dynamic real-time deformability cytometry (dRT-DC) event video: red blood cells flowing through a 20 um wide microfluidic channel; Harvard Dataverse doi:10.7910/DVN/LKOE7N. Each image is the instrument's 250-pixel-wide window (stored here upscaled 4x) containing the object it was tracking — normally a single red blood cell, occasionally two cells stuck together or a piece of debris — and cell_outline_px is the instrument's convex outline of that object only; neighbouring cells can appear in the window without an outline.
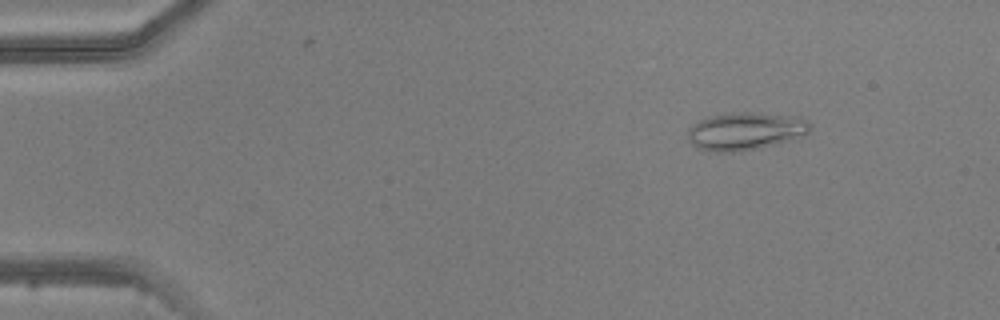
{"species": "common noctule bat (a hibernating species)", "species_latin": "Nyctalus noctula", "temperature_condition": "warm", "stored_images_in_passage": 4, "camera_frame_rate_fps": 3000, "um_per_image_px": 0.085, "animal": {"sex": "male", "body_mass_g": 20.5, "forearm_length_mm": 52.5}, "frame": {"image": 1, "passage_image": 2, "time_ms": 1.0, "image_size_px": [1000, 320], "cell_outline_px": [[812, 128], [808, 132], [792, 140], [760, 148], [740, 152], [716, 152], [696, 148], [688, 140], [688, 128], [692, 124], [700, 120], [712, 116], [732, 112], [752, 112], [800, 116], [808, 120], [812, 124]], "centroid_in_image_um": [63.39, 11.15], "position_along_channel_um": 21.6, "area_um2": 27.34}}